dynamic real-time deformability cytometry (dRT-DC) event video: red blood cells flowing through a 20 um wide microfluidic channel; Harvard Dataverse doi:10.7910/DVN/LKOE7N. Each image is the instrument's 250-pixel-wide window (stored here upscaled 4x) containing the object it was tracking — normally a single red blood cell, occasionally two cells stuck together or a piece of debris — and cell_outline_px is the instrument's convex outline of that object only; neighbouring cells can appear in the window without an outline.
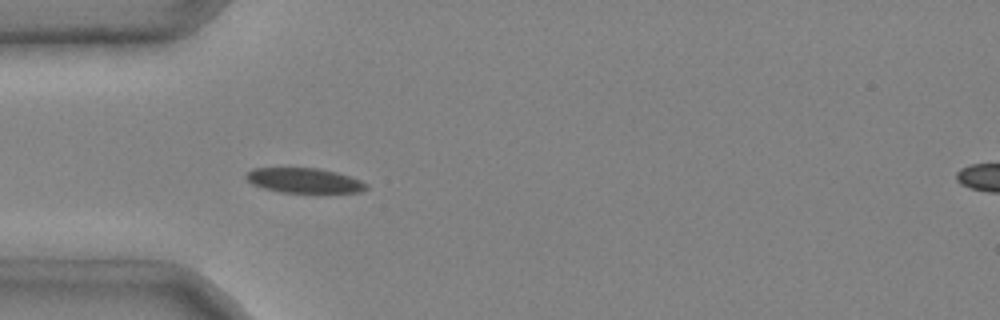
{"species": "common noctule bat (a hibernating species)", "species_latin": "Nyctalus noctula", "temperature_condition": "cold", "stored_images_in_passage": 2, "camera_frame_rate_fps": 3000, "um_per_image_px": 0.085, "animal": {"sex": "male", "body_mass_g": 20.4}, "frame": {"image": 1, "passage_image": 2, "time_ms": 0.333, "image_size_px": [1000, 320], "cell_outline_px": [[368, 188], [360, 192], [316, 196], [280, 192], [264, 188], [252, 184], [244, 176], [252, 168], [316, 168], [336, 172], [360, 180], [368, 184]], "centroid_in_image_um": [25.92, 15.41], "position_along_channel_um": 59.1, "area_um2": 18.38}}